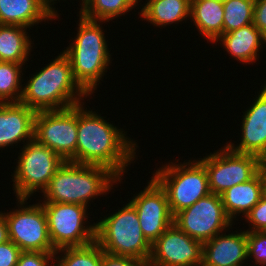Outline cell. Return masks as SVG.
I'll use <instances>...</instances> for the list:
<instances>
[{
	"instance_id": "1",
	"label": "cell",
	"mask_w": 266,
	"mask_h": 266,
	"mask_svg": "<svg viewBox=\"0 0 266 266\" xmlns=\"http://www.w3.org/2000/svg\"><path fill=\"white\" fill-rule=\"evenodd\" d=\"M84 103L77 105L76 163L102 166L118 179L123 178L128 165L138 158L137 140L98 112L87 110Z\"/></svg>"
},
{
	"instance_id": "2",
	"label": "cell",
	"mask_w": 266,
	"mask_h": 266,
	"mask_svg": "<svg viewBox=\"0 0 266 266\" xmlns=\"http://www.w3.org/2000/svg\"><path fill=\"white\" fill-rule=\"evenodd\" d=\"M26 82L20 102L36 112L66 109L91 97L75 81L70 60L63 52L31 78L29 75Z\"/></svg>"
},
{
	"instance_id": "3",
	"label": "cell",
	"mask_w": 266,
	"mask_h": 266,
	"mask_svg": "<svg viewBox=\"0 0 266 266\" xmlns=\"http://www.w3.org/2000/svg\"><path fill=\"white\" fill-rule=\"evenodd\" d=\"M78 17L77 34L62 52L70 60L75 81L92 96L113 60L102 27L104 23L86 19L80 13Z\"/></svg>"
},
{
	"instance_id": "4",
	"label": "cell",
	"mask_w": 266,
	"mask_h": 266,
	"mask_svg": "<svg viewBox=\"0 0 266 266\" xmlns=\"http://www.w3.org/2000/svg\"><path fill=\"white\" fill-rule=\"evenodd\" d=\"M122 180L124 178L118 179L105 167L65 161L43 191V200L39 201L89 207L92 200L109 194L114 184H120Z\"/></svg>"
},
{
	"instance_id": "5",
	"label": "cell",
	"mask_w": 266,
	"mask_h": 266,
	"mask_svg": "<svg viewBox=\"0 0 266 266\" xmlns=\"http://www.w3.org/2000/svg\"><path fill=\"white\" fill-rule=\"evenodd\" d=\"M96 221V242L106 253L138 259H150L152 244L140 228L134 206L126 205Z\"/></svg>"
},
{
	"instance_id": "6",
	"label": "cell",
	"mask_w": 266,
	"mask_h": 266,
	"mask_svg": "<svg viewBox=\"0 0 266 266\" xmlns=\"http://www.w3.org/2000/svg\"><path fill=\"white\" fill-rule=\"evenodd\" d=\"M178 161H169L152 174L165 190L173 216L211 193L207 171L199 160Z\"/></svg>"
},
{
	"instance_id": "7",
	"label": "cell",
	"mask_w": 266,
	"mask_h": 266,
	"mask_svg": "<svg viewBox=\"0 0 266 266\" xmlns=\"http://www.w3.org/2000/svg\"><path fill=\"white\" fill-rule=\"evenodd\" d=\"M20 151L12 174V189L16 199H30L35 192L43 193L65 160L34 138Z\"/></svg>"
},
{
	"instance_id": "8",
	"label": "cell",
	"mask_w": 266,
	"mask_h": 266,
	"mask_svg": "<svg viewBox=\"0 0 266 266\" xmlns=\"http://www.w3.org/2000/svg\"><path fill=\"white\" fill-rule=\"evenodd\" d=\"M41 204L47 217L49 238L55 250L86 246L96 241V223L88 221V207L57 202Z\"/></svg>"
},
{
	"instance_id": "9",
	"label": "cell",
	"mask_w": 266,
	"mask_h": 266,
	"mask_svg": "<svg viewBox=\"0 0 266 266\" xmlns=\"http://www.w3.org/2000/svg\"><path fill=\"white\" fill-rule=\"evenodd\" d=\"M27 200L16 199L18 208L3 213L8 225L9 240L21 251L56 252L49 238L43 205L39 201L28 205Z\"/></svg>"
},
{
	"instance_id": "10",
	"label": "cell",
	"mask_w": 266,
	"mask_h": 266,
	"mask_svg": "<svg viewBox=\"0 0 266 266\" xmlns=\"http://www.w3.org/2000/svg\"><path fill=\"white\" fill-rule=\"evenodd\" d=\"M197 159L207 171L210 192L217 195L251 180L260 172L258 156L235 152L227 145Z\"/></svg>"
},
{
	"instance_id": "11",
	"label": "cell",
	"mask_w": 266,
	"mask_h": 266,
	"mask_svg": "<svg viewBox=\"0 0 266 266\" xmlns=\"http://www.w3.org/2000/svg\"><path fill=\"white\" fill-rule=\"evenodd\" d=\"M33 138L65 161L76 163L77 105L61 110L37 112Z\"/></svg>"
},
{
	"instance_id": "12",
	"label": "cell",
	"mask_w": 266,
	"mask_h": 266,
	"mask_svg": "<svg viewBox=\"0 0 266 266\" xmlns=\"http://www.w3.org/2000/svg\"><path fill=\"white\" fill-rule=\"evenodd\" d=\"M173 223L202 243L234 226L224 211L221 195L213 193L176 213Z\"/></svg>"
},
{
	"instance_id": "13",
	"label": "cell",
	"mask_w": 266,
	"mask_h": 266,
	"mask_svg": "<svg viewBox=\"0 0 266 266\" xmlns=\"http://www.w3.org/2000/svg\"><path fill=\"white\" fill-rule=\"evenodd\" d=\"M150 178L147 186L129 202L136 209L144 236L153 244L173 224L174 216L165 190L153 177Z\"/></svg>"
},
{
	"instance_id": "14",
	"label": "cell",
	"mask_w": 266,
	"mask_h": 266,
	"mask_svg": "<svg viewBox=\"0 0 266 266\" xmlns=\"http://www.w3.org/2000/svg\"><path fill=\"white\" fill-rule=\"evenodd\" d=\"M203 243L174 223L152 244V266H202Z\"/></svg>"
},
{
	"instance_id": "15",
	"label": "cell",
	"mask_w": 266,
	"mask_h": 266,
	"mask_svg": "<svg viewBox=\"0 0 266 266\" xmlns=\"http://www.w3.org/2000/svg\"><path fill=\"white\" fill-rule=\"evenodd\" d=\"M262 85L253 104L243 112L239 138L241 142L237 145L231 141L226 143L235 152L260 157L266 150V83Z\"/></svg>"
},
{
	"instance_id": "16",
	"label": "cell",
	"mask_w": 266,
	"mask_h": 266,
	"mask_svg": "<svg viewBox=\"0 0 266 266\" xmlns=\"http://www.w3.org/2000/svg\"><path fill=\"white\" fill-rule=\"evenodd\" d=\"M221 232L203 243L202 266H244L248 259L247 231Z\"/></svg>"
},
{
	"instance_id": "17",
	"label": "cell",
	"mask_w": 266,
	"mask_h": 266,
	"mask_svg": "<svg viewBox=\"0 0 266 266\" xmlns=\"http://www.w3.org/2000/svg\"><path fill=\"white\" fill-rule=\"evenodd\" d=\"M36 113L21 102L0 103V150L33 139Z\"/></svg>"
},
{
	"instance_id": "18",
	"label": "cell",
	"mask_w": 266,
	"mask_h": 266,
	"mask_svg": "<svg viewBox=\"0 0 266 266\" xmlns=\"http://www.w3.org/2000/svg\"><path fill=\"white\" fill-rule=\"evenodd\" d=\"M59 17L51 0H0L1 25H17L30 30L34 25Z\"/></svg>"
},
{
	"instance_id": "19",
	"label": "cell",
	"mask_w": 266,
	"mask_h": 266,
	"mask_svg": "<svg viewBox=\"0 0 266 266\" xmlns=\"http://www.w3.org/2000/svg\"><path fill=\"white\" fill-rule=\"evenodd\" d=\"M229 56L242 64H253L259 59V51L265 43V36L251 23L239 29L222 34L217 40Z\"/></svg>"
},
{
	"instance_id": "20",
	"label": "cell",
	"mask_w": 266,
	"mask_h": 266,
	"mask_svg": "<svg viewBox=\"0 0 266 266\" xmlns=\"http://www.w3.org/2000/svg\"><path fill=\"white\" fill-rule=\"evenodd\" d=\"M263 197V172L260 171L251 180L234 185L221 194L224 211L235 224L236 217L243 218ZM235 220V221H234Z\"/></svg>"
},
{
	"instance_id": "21",
	"label": "cell",
	"mask_w": 266,
	"mask_h": 266,
	"mask_svg": "<svg viewBox=\"0 0 266 266\" xmlns=\"http://www.w3.org/2000/svg\"><path fill=\"white\" fill-rule=\"evenodd\" d=\"M223 16V1L191 0L190 22L194 23L207 43H215L223 34Z\"/></svg>"
},
{
	"instance_id": "22",
	"label": "cell",
	"mask_w": 266,
	"mask_h": 266,
	"mask_svg": "<svg viewBox=\"0 0 266 266\" xmlns=\"http://www.w3.org/2000/svg\"><path fill=\"white\" fill-rule=\"evenodd\" d=\"M141 5L139 18L154 27L165 28L169 24H179L190 18L191 0H146Z\"/></svg>"
},
{
	"instance_id": "23",
	"label": "cell",
	"mask_w": 266,
	"mask_h": 266,
	"mask_svg": "<svg viewBox=\"0 0 266 266\" xmlns=\"http://www.w3.org/2000/svg\"><path fill=\"white\" fill-rule=\"evenodd\" d=\"M27 27L0 24V62L25 64L34 43Z\"/></svg>"
},
{
	"instance_id": "24",
	"label": "cell",
	"mask_w": 266,
	"mask_h": 266,
	"mask_svg": "<svg viewBox=\"0 0 266 266\" xmlns=\"http://www.w3.org/2000/svg\"><path fill=\"white\" fill-rule=\"evenodd\" d=\"M142 0H85L79 13L86 19L104 23L125 16L133 10Z\"/></svg>"
},
{
	"instance_id": "25",
	"label": "cell",
	"mask_w": 266,
	"mask_h": 266,
	"mask_svg": "<svg viewBox=\"0 0 266 266\" xmlns=\"http://www.w3.org/2000/svg\"><path fill=\"white\" fill-rule=\"evenodd\" d=\"M102 255L103 250L96 241L86 246L66 247L56 250L54 266H102Z\"/></svg>"
},
{
	"instance_id": "26",
	"label": "cell",
	"mask_w": 266,
	"mask_h": 266,
	"mask_svg": "<svg viewBox=\"0 0 266 266\" xmlns=\"http://www.w3.org/2000/svg\"><path fill=\"white\" fill-rule=\"evenodd\" d=\"M23 65L0 62V103L20 102L24 81Z\"/></svg>"
},
{
	"instance_id": "27",
	"label": "cell",
	"mask_w": 266,
	"mask_h": 266,
	"mask_svg": "<svg viewBox=\"0 0 266 266\" xmlns=\"http://www.w3.org/2000/svg\"><path fill=\"white\" fill-rule=\"evenodd\" d=\"M255 0H224L223 34L254 21Z\"/></svg>"
},
{
	"instance_id": "28",
	"label": "cell",
	"mask_w": 266,
	"mask_h": 266,
	"mask_svg": "<svg viewBox=\"0 0 266 266\" xmlns=\"http://www.w3.org/2000/svg\"><path fill=\"white\" fill-rule=\"evenodd\" d=\"M247 252L256 266H266V231H247Z\"/></svg>"
},
{
	"instance_id": "29",
	"label": "cell",
	"mask_w": 266,
	"mask_h": 266,
	"mask_svg": "<svg viewBox=\"0 0 266 266\" xmlns=\"http://www.w3.org/2000/svg\"><path fill=\"white\" fill-rule=\"evenodd\" d=\"M55 252L22 251L16 266H54Z\"/></svg>"
},
{
	"instance_id": "30",
	"label": "cell",
	"mask_w": 266,
	"mask_h": 266,
	"mask_svg": "<svg viewBox=\"0 0 266 266\" xmlns=\"http://www.w3.org/2000/svg\"><path fill=\"white\" fill-rule=\"evenodd\" d=\"M244 220L249 223L246 231H266V198L262 197Z\"/></svg>"
},
{
	"instance_id": "31",
	"label": "cell",
	"mask_w": 266,
	"mask_h": 266,
	"mask_svg": "<svg viewBox=\"0 0 266 266\" xmlns=\"http://www.w3.org/2000/svg\"><path fill=\"white\" fill-rule=\"evenodd\" d=\"M102 266H152L149 259L118 256L103 251Z\"/></svg>"
},
{
	"instance_id": "32",
	"label": "cell",
	"mask_w": 266,
	"mask_h": 266,
	"mask_svg": "<svg viewBox=\"0 0 266 266\" xmlns=\"http://www.w3.org/2000/svg\"><path fill=\"white\" fill-rule=\"evenodd\" d=\"M21 252L11 240L0 244V266H16Z\"/></svg>"
},
{
	"instance_id": "33",
	"label": "cell",
	"mask_w": 266,
	"mask_h": 266,
	"mask_svg": "<svg viewBox=\"0 0 266 266\" xmlns=\"http://www.w3.org/2000/svg\"><path fill=\"white\" fill-rule=\"evenodd\" d=\"M254 25L265 36L266 35V0H255Z\"/></svg>"
},
{
	"instance_id": "34",
	"label": "cell",
	"mask_w": 266,
	"mask_h": 266,
	"mask_svg": "<svg viewBox=\"0 0 266 266\" xmlns=\"http://www.w3.org/2000/svg\"><path fill=\"white\" fill-rule=\"evenodd\" d=\"M9 241L8 225L5 220V215L0 211V244Z\"/></svg>"
},
{
	"instance_id": "35",
	"label": "cell",
	"mask_w": 266,
	"mask_h": 266,
	"mask_svg": "<svg viewBox=\"0 0 266 266\" xmlns=\"http://www.w3.org/2000/svg\"><path fill=\"white\" fill-rule=\"evenodd\" d=\"M260 171L266 173V150L259 157Z\"/></svg>"
},
{
	"instance_id": "36",
	"label": "cell",
	"mask_w": 266,
	"mask_h": 266,
	"mask_svg": "<svg viewBox=\"0 0 266 266\" xmlns=\"http://www.w3.org/2000/svg\"><path fill=\"white\" fill-rule=\"evenodd\" d=\"M263 197L266 198V173H263Z\"/></svg>"
},
{
	"instance_id": "37",
	"label": "cell",
	"mask_w": 266,
	"mask_h": 266,
	"mask_svg": "<svg viewBox=\"0 0 266 266\" xmlns=\"http://www.w3.org/2000/svg\"><path fill=\"white\" fill-rule=\"evenodd\" d=\"M56 1H59L60 2V0H51V3L53 5L54 11L57 13L58 10H56V8L54 7V4L57 3ZM63 1H65V0H63ZM84 1L85 0H81L79 4L82 5Z\"/></svg>"
}]
</instances>
